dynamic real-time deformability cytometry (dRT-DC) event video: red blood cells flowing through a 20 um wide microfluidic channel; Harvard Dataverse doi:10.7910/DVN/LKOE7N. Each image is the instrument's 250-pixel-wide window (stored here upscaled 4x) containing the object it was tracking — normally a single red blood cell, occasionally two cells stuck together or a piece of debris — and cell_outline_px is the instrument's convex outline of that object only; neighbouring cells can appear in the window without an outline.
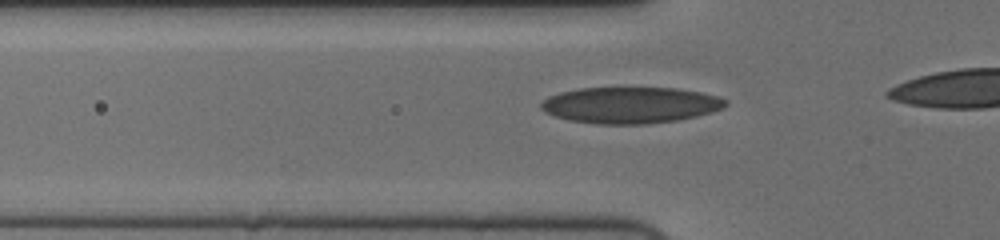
{"species": "human", "species_latin": "Homo sapiens", "temperature_condition": "cold", "stored_images_in_passage": 21, "camera_frame_rate_fps": 3000, "um_per_image_px": 0.085, "donor": {"sex": "female"}, "frame": {"image": 1, "passage_image": 15, "time_ms": 4.667, "image_size_px": [1000, 240], "cell_outline_px": [[728, 104], [724, 108], [712, 112], [696, 116], [676, 120], [648, 124], [596, 124], [568, 120], [544, 112], [540, 108], [540, 104], [548, 96], [560, 92], [580, 88], [676, 88], [700, 92], [720, 96], [728, 100]], "centroid_in_image_um": [53.6, 8.93], "position_along_channel_um": 72.2, "area_um2": 39.25}}
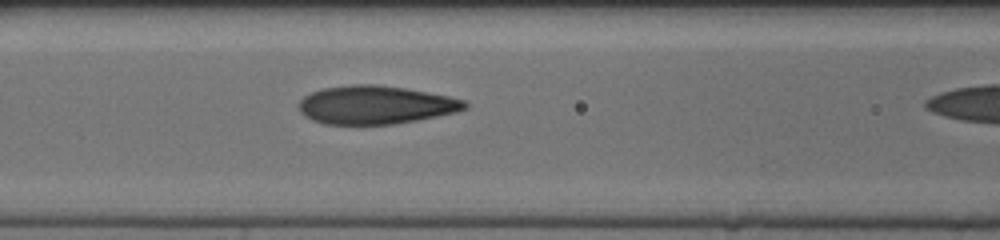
{"frame": {"image": 2, "passage_image": 20, "time_ms": 6.333, "image_size_px": [1000, 240], "cell_outline_px": [[468, 108], [456, 112], [416, 120], [392, 124], [324, 124], [312, 120], [304, 116], [300, 112], [296, 104], [304, 96], [320, 88], [352, 84], [376, 84], [404, 88], [428, 92], [448, 96], [464, 100], [468, 104]], "centroid_in_image_um": [31.87, 8.91], "position_along_channel_um": 134.7, "area_um2": 37.22}}